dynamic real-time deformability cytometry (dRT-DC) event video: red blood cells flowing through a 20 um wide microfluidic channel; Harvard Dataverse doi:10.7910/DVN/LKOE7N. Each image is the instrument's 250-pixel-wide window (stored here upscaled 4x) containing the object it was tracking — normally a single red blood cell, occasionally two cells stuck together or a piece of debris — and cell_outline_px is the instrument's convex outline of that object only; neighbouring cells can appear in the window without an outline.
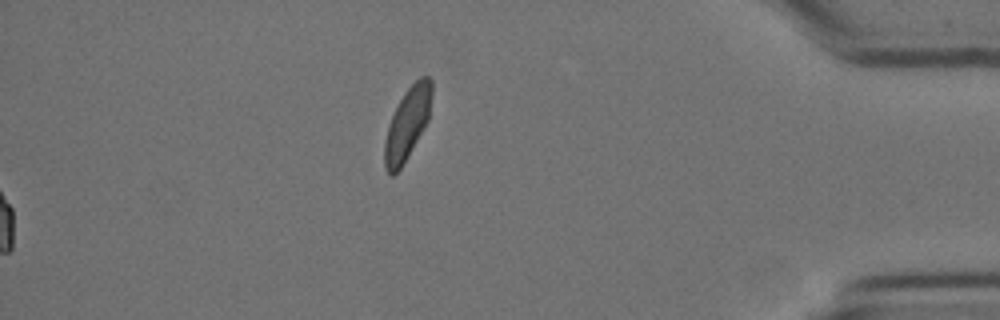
{"species": "Egyptian fruit bat (a non-hibernating species)", "species_latin": "Rousettus aegyptiacus", "temperature_condition": "cold", "stored_images_in_passage": 58, "camera_frame_rate_fps": 3000, "um_per_image_px": 0.085, "animal": {"sex": "female"}, "frame": {"image": 1, "passage_image": 58, "time_ms": 19.0, "image_size_px": [1000, 320], "cell_outline_px": [[432, 92], [428, 120], [424, 128], [408, 156], [400, 168], [392, 176], [384, 168], [384, 140], [388, 124], [404, 92], [420, 76], [428, 76], [432, 80]], "centroid_in_image_um": [34.62, 10.51], "position_along_channel_um": 400.6, "area_um2": 19.65}, "authors_computed_cell_mechanics": {"area_um2": 19.8254, "velocity_mm_per_s": 3.4945, "shape_relaxation_time_tau1_ms": 8.4684, "shape_relaxation_time_tau2_ms": 2.7411, "deformation_change_tau1": 0.124, "deformation_change_tau2": 0.0549}}